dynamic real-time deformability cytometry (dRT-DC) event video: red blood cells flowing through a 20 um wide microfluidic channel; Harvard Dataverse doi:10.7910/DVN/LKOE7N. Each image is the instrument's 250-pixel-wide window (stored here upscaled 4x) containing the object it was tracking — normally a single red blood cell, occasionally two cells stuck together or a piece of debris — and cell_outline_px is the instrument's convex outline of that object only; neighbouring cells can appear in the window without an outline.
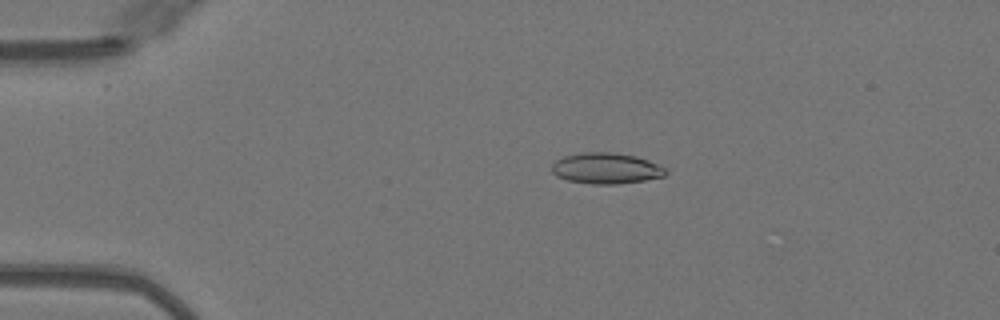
{"species": "Egyptian fruit bat (a non-hibernating species)", "species_latin": "Rousettus aegyptiacus", "temperature_condition": "warm", "stored_images_in_passage": 50, "camera_frame_rate_fps": 3000, "um_per_image_px": 0.085, "animal": {"sex": "female"}, "frame": {"image": 1, "passage_image": 10, "time_ms": 3.0, "image_size_px": [1000, 320], "cell_outline_px": [[668, 172], [664, 176], [644, 180], [616, 184], [592, 184], [568, 180], [556, 176], [552, 172], [552, 164], [556, 160], [564, 156], [584, 152], [612, 152], [636, 156], [648, 160], [664, 168]], "centroid_in_image_um": [51.5, 14.3], "position_along_channel_um": 33.5, "area_um2": 20.4}}
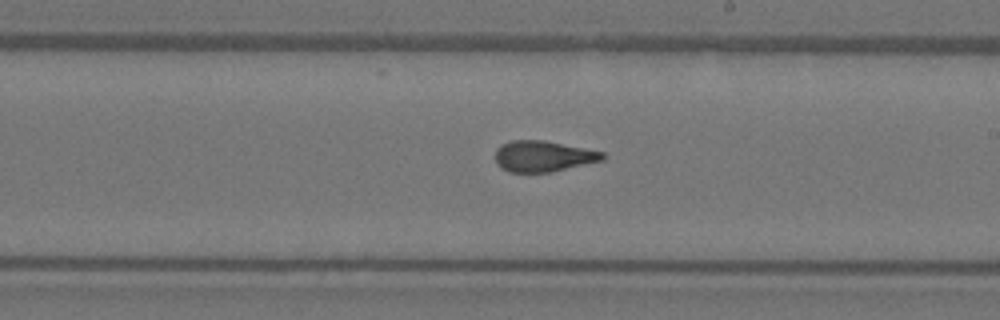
{"frame": {"image": 2, "passage_image": 29, "time_ms": 9.333, "image_size_px": [1000, 320], "cell_outline_px": [[604, 160], [552, 172], [508, 172], [500, 168], [496, 164], [496, 148], [500, 144], [512, 140], [544, 140], [604, 152]], "centroid_in_image_um": [46.14, 13.28], "position_along_channel_um": 242.9, "area_um2": 19.48}}
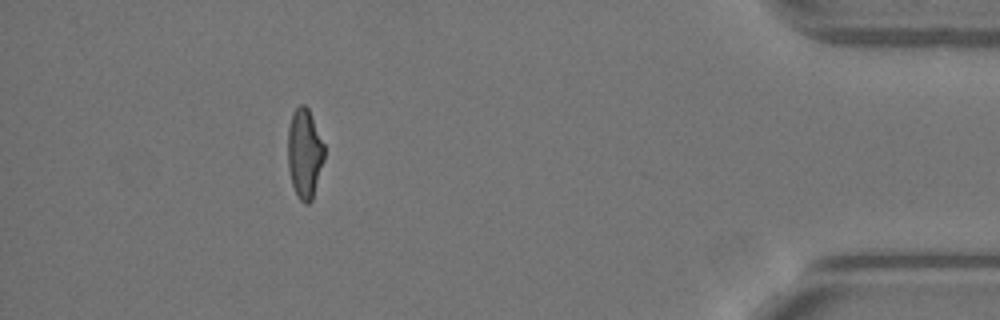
{"frame": {"image": 3, "passage_image": 45, "time_ms": 14.667, "image_size_px": [1000, 320], "cell_outline_px": [[324, 160], [312, 200], [308, 204], [304, 204], [296, 196], [292, 184], [288, 168], [288, 128], [292, 112], [300, 104], [304, 104], [308, 108], [324, 144]], "centroid_in_image_um": [25.88, 13.06], "position_along_channel_um": 409.3, "area_um2": 19.13}, "authors_computed_cell_mechanics": {"area_um2": 19.7965, "velocity_mm_per_s": 4.0824, "shape_relaxation_time_tau1_ms": 8.5418, "shape_relaxation_time_tau2_ms": 1.3183, "deformation_change_tau1": 0.2642, "deformation_change_tau2": 0.0925}}